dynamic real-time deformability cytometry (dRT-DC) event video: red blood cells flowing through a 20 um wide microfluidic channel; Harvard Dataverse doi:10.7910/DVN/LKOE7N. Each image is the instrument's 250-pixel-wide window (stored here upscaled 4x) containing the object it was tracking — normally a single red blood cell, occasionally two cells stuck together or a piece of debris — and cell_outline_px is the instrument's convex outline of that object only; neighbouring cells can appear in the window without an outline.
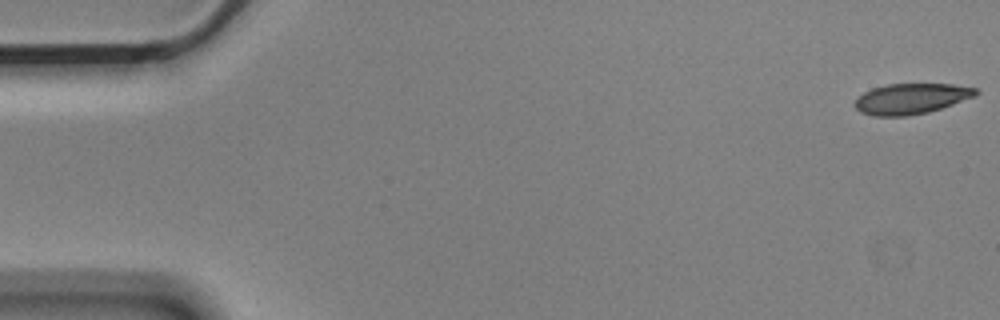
{"species": "Egyptian fruit bat (a non-hibernating species)", "species_latin": "Rousettus aegyptiacus", "temperature_condition": "cold", "stored_images_in_passage": 10, "camera_frame_rate_fps": 3000, "um_per_image_px": 0.085, "animal": {"sex": "male"}, "frame": {"image": 1, "passage_image": 1, "time_ms": 0.0, "image_size_px": [1000, 320], "cell_outline_px": [[980, 92], [976, 96], [928, 112], [908, 116], [872, 116], [860, 112], [852, 104], [864, 92], [872, 88], [888, 84], [952, 84], [976, 88]], "centroid_in_image_um": [77.44, 8.39], "position_along_channel_um": 7.6, "area_um2": 21.56}}
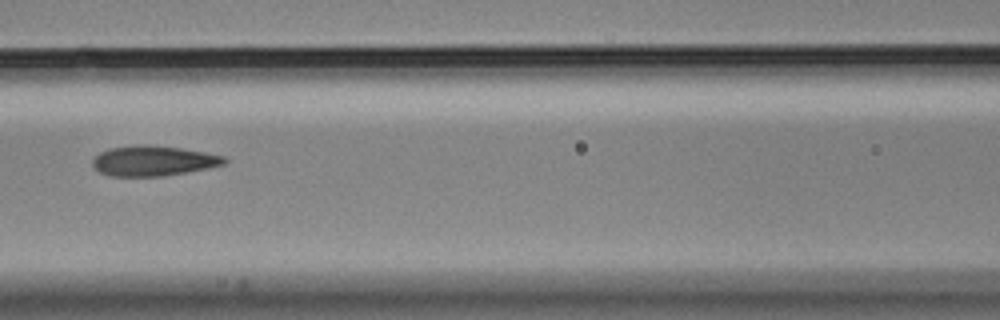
{"frame": {"image": 2, "passage_image": 6, "time_ms": 1.667, "image_size_px": [1000, 320], "cell_outline_px": [[228, 160], [224, 164], [208, 168], [164, 176], [112, 176], [100, 172], [92, 164], [92, 160], [100, 152], [112, 148], [140, 144], [148, 144], [180, 148], [204, 152], [224, 156]], "centroid_in_image_um": [13.04, 13.67], "position_along_channel_um": 153.6, "area_um2": 23.0}}
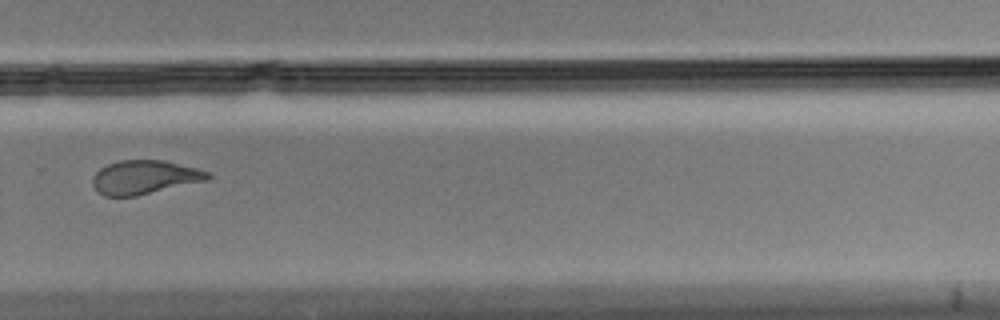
{"frame": {"image": 3, "passage_image": 10, "time_ms": 3.0, "image_size_px": [1000, 320], "cell_outline_px": [[212, 176], [208, 180], [136, 196], [104, 196], [96, 192], [92, 184], [92, 176], [100, 168], [108, 164], [120, 160], [164, 160], [196, 168], [208, 172]], "centroid_in_image_um": [12.25, 15.07], "position_along_channel_um": 317.5, "area_um2": 22.77}}